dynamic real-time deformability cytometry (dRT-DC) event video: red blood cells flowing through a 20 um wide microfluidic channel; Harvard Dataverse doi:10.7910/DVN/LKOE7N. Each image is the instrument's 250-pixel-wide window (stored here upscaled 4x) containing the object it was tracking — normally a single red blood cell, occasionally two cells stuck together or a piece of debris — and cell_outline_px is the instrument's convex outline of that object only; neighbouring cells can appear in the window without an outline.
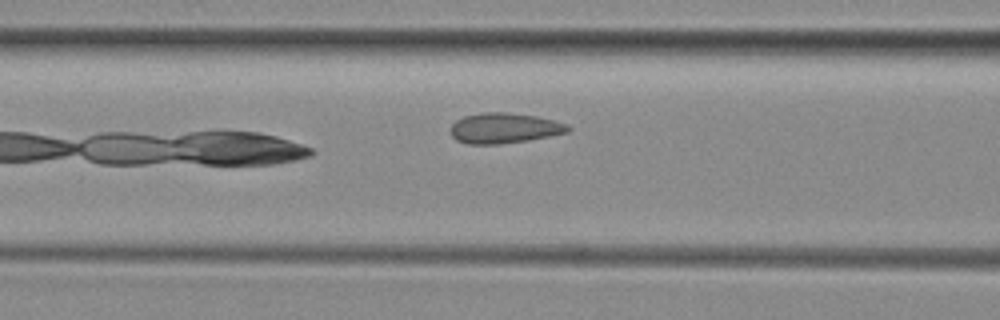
{"species": "common noctule bat (a hibernating species)", "species_latin": "Nyctalus noctula", "temperature_condition": "room temperature", "stored_images_in_passage": 7, "camera_frame_rate_fps": 3000, "um_per_image_px": 0.085, "animal": {"sex": "female", "body_mass_g": 29.2, "forearm_length_mm": 56.3}, "frame": {"image": 1, "passage_image": 7, "time_ms": 8.333, "image_size_px": [1000, 320], "cell_outline_px": [[572, 128], [568, 132], [528, 140], [500, 144], [468, 144], [456, 140], [452, 136], [448, 128], [456, 120], [464, 116], [480, 112], [508, 112], [536, 116], [568, 124]], "centroid_in_image_um": [42.82, 10.88], "position_along_channel_um": 123.8, "area_um2": 20.92}}